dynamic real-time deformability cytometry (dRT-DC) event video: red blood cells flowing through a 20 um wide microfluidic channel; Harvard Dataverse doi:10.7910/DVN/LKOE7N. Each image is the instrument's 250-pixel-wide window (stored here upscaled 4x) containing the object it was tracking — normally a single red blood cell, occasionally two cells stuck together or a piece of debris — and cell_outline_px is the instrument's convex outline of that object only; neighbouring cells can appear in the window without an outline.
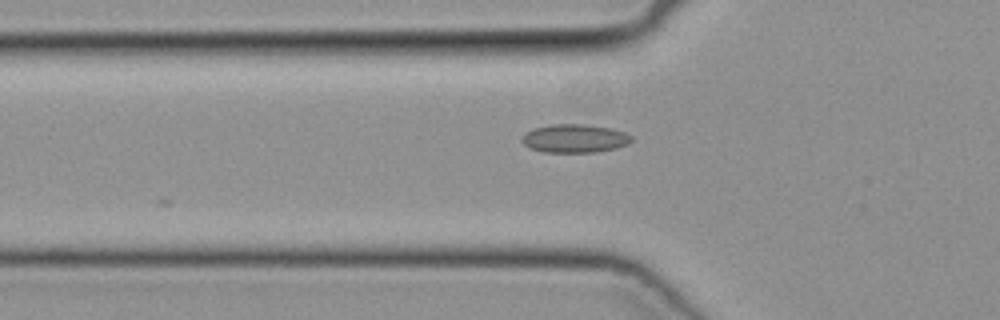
{"species": "common noctule bat (a hibernating species)", "species_latin": "Nyctalus noctula", "temperature_condition": "cold", "stored_images_in_passage": 5, "camera_frame_rate_fps": 3000, "um_per_image_px": 0.085, "animal": {"sex": "female", "body_mass_g": 19.3, "forearm_length_mm": 54.1}, "frame": {"image": 1, "passage_image": 5, "time_ms": 1.333, "image_size_px": [1000, 320], "cell_outline_px": [[632, 140], [628, 144], [616, 148], [596, 152], [544, 152], [532, 148], [524, 144], [520, 140], [524, 132], [532, 128], [552, 124], [580, 124], [612, 128], [624, 132], [632, 136]], "centroid_in_image_um": [48.83, 11.76], "position_along_channel_um": 77.0, "area_um2": 18.21}}